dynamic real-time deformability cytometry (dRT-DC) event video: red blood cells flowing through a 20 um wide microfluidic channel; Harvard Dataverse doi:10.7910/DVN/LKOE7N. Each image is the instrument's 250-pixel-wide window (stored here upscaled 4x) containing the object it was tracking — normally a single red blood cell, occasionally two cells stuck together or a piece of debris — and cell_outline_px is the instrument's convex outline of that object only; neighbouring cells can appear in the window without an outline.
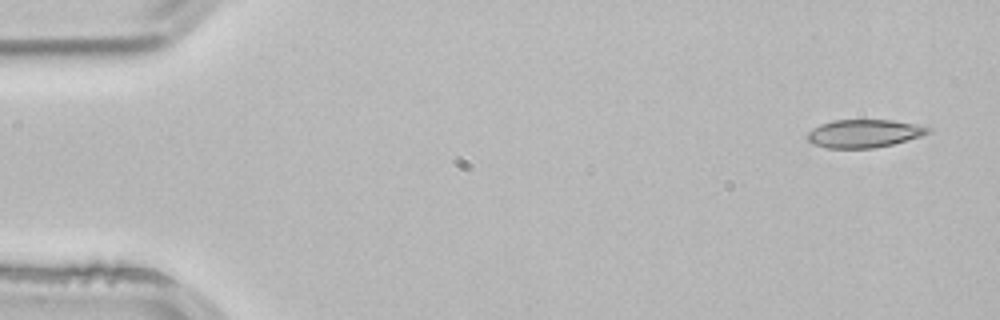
{"species": "common noctule bat (a hibernating species)", "species_latin": "Nyctalus noctula", "temperature_condition": "room temperature", "stored_images_in_passage": 3, "camera_frame_rate_fps": 3000, "um_per_image_px": 0.085, "animal": {"sex": "male", "body_mass_g": 21.5, "forearm_length_mm": 52.0}, "frame": {"image": 1, "passage_image": 1, "time_ms": 0.0, "image_size_px": [1000, 320], "cell_outline_px": [[932, 128], [928, 132], [920, 136], [892, 144], [872, 148], [828, 148], [816, 144], [808, 140], [808, 132], [812, 128], [820, 124], [832, 120], [892, 120], [916, 124]], "centroid_in_image_um": [73.43, 11.33], "position_along_channel_um": 11.6, "area_um2": 19.48}}